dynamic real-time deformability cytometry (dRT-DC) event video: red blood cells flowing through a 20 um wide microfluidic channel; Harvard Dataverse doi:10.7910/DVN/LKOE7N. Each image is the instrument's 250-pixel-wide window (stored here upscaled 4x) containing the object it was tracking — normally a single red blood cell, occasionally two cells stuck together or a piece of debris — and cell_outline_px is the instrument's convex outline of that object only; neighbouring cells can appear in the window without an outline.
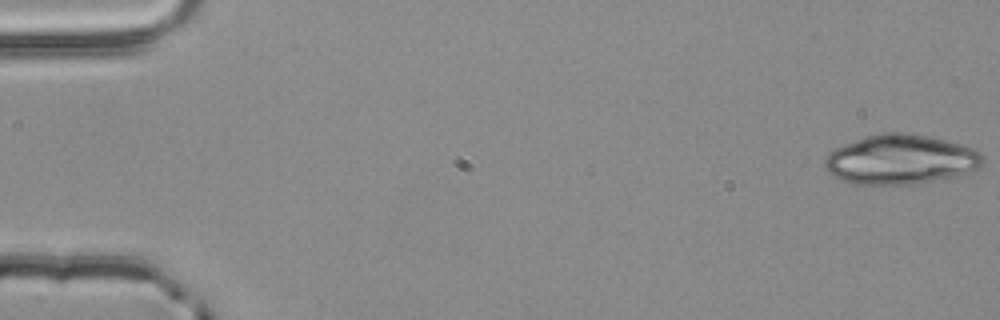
{"species": "common noctule bat (a hibernating species)", "species_latin": "Nyctalus noctula", "temperature_condition": "room temperature", "stored_images_in_passage": 4, "camera_frame_rate_fps": 3000, "um_per_image_px": 0.085, "animal": {"sex": "male", "body_mass_g": 20.4}, "frame": {"image": 1, "passage_image": 1, "time_ms": 0.0, "image_size_px": [1000, 320], "cell_outline_px": [[984, 160], [980, 168], [932, 180], [912, 184], [852, 184], [840, 180], [832, 176], [824, 168], [824, 160], [828, 152], [844, 144], [880, 132], [896, 132], [924, 136], [944, 140], [976, 148], [984, 156]], "centroid_in_image_um": [76.49, 13.56], "position_along_channel_um": 8.5, "area_um2": 45.26}}